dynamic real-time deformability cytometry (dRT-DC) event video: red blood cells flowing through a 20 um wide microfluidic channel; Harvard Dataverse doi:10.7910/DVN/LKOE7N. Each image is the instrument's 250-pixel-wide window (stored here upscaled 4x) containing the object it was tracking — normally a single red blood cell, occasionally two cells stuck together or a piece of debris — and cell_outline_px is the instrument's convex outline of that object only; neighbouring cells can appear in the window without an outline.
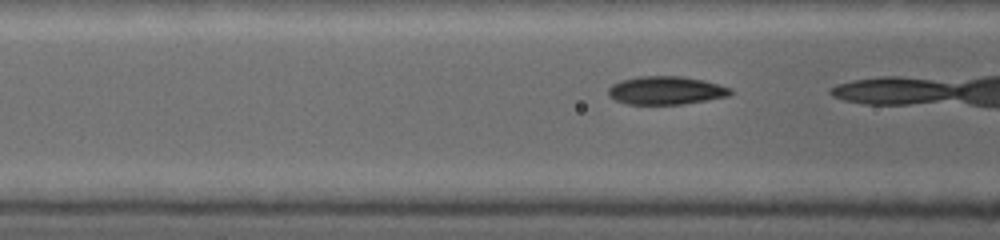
{"species": "common noctule bat (a hibernating species)", "species_latin": "Nyctalus noctula", "temperature_condition": "warm", "stored_images_in_passage": 20, "camera_frame_rate_fps": 5000, "um_per_image_px": 0.085, "animal": {"sex": "female", "body_mass_g": 19.0, "forearm_length_mm": 53.3}, "frame": {"image": 1, "passage_image": 4, "time_ms": 1.0, "image_size_px": [1000, 240], "cell_outline_px": [[732, 92], [728, 96], [680, 104], [628, 104], [616, 100], [608, 96], [608, 88], [612, 84], [620, 80], [640, 76], [680, 76], [700, 80], [716, 84], [728, 88]], "centroid_in_image_um": [56.51, 7.68], "position_along_channel_um": 110.1, "area_um2": 19.71}}